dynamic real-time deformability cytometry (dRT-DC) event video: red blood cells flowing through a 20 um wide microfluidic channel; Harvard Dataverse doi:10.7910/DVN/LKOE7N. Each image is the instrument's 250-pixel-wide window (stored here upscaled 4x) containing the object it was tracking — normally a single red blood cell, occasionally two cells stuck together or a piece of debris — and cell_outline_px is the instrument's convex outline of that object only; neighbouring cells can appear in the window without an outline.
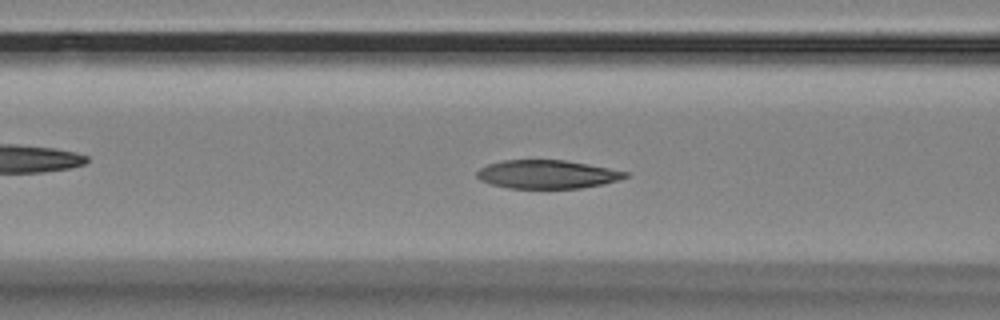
{"species": "Egyptian fruit bat (a non-hibernating species)", "species_latin": "Rousettus aegyptiacus", "temperature_condition": "room temperature", "stored_images_in_passage": 57, "camera_frame_rate_fps": 3000, "um_per_image_px": 0.085, "animal": {"sex": "female"}, "frame": {"image": 1, "passage_image": 22, "time_ms": 7.0, "image_size_px": [1000, 320], "cell_outline_px": [[628, 176], [604, 184], [580, 188], [508, 188], [492, 184], [480, 180], [476, 176], [476, 172], [480, 168], [488, 164], [504, 160], [564, 160], [588, 164], [628, 172]], "centroid_in_image_um": [46.48, 14.81], "position_along_channel_um": 120.1, "area_um2": 24.45}}
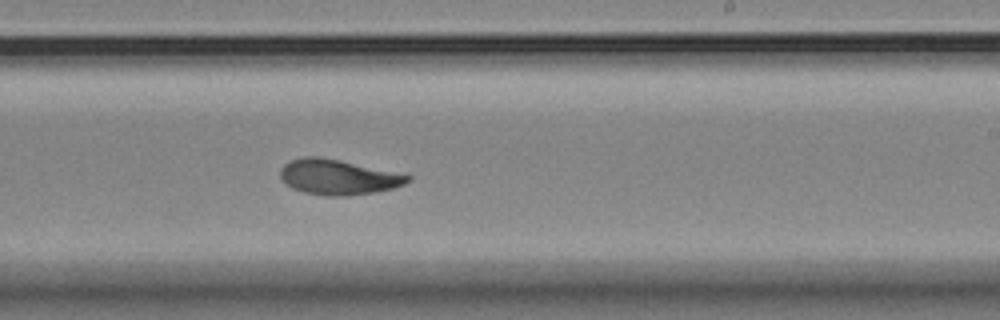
{"frame": {"image": 2, "passage_image": 34, "time_ms": 11.0, "image_size_px": [1000, 320], "cell_outline_px": [[412, 180], [404, 184], [392, 188], [376, 192], [344, 196], [324, 196], [304, 192], [292, 188], [280, 176], [280, 168], [284, 164], [292, 160], [304, 156], [316, 156], [340, 160], [412, 176]], "centroid_in_image_um": [28.73, 15.05], "position_along_channel_um": 260.3, "area_um2": 25.89}}
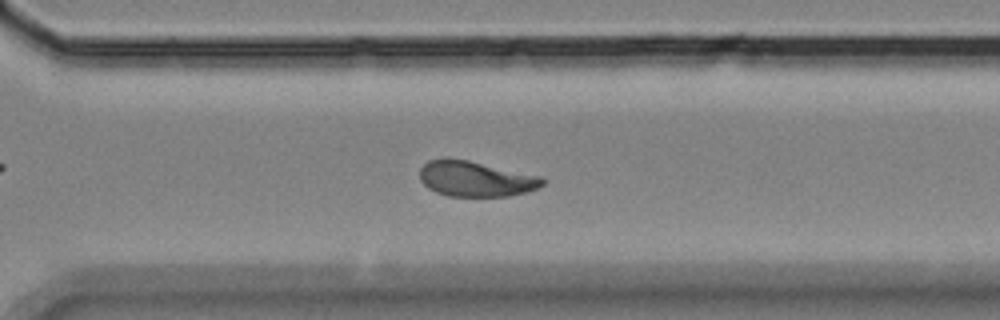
{"frame": {"image": 3, "passage_image": 40, "time_ms": 13.0, "image_size_px": [1000, 320], "cell_outline_px": [[544, 184], [528, 192], [508, 196], [448, 196], [436, 192], [428, 188], [420, 180], [420, 168], [428, 160], [468, 160], [540, 176], [544, 180]], "centroid_in_image_um": [40.44, 15.22], "position_along_channel_um": 330.2, "area_um2": 24.91}, "authors_computed_cell_mechanics": {"area_um2": 25.6632, "velocity_mm_per_s": 3.5038, "shape_relaxation_time_tau1_ms": 4.9332, "shape_relaxation_time_tau2_ms": 2.9646, "deformation_change_tau1": 0.1653, "deformation_change_tau2": 0.0773}}